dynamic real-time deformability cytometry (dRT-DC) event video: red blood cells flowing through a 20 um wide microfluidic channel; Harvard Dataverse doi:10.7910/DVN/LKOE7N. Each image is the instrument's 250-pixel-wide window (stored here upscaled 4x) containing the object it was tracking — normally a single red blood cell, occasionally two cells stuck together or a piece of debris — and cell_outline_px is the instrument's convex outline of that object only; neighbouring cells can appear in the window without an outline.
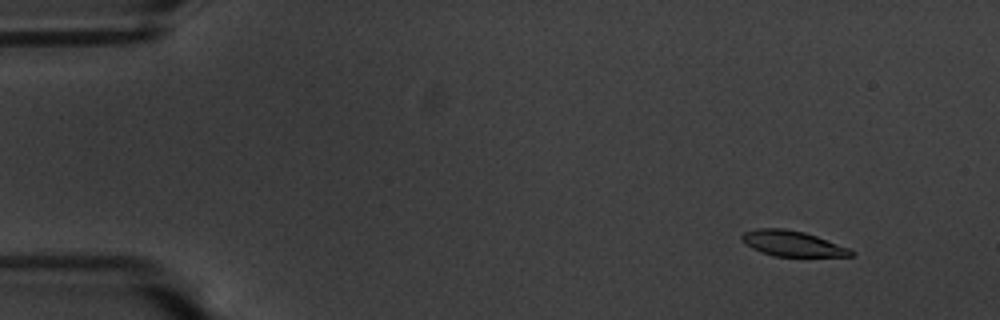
{"species": "common noctule bat (a hibernating species)", "species_latin": "Nyctalus noctula", "temperature_condition": "warm", "stored_images_in_passage": 8, "camera_frame_rate_fps": 3000, "um_per_image_px": 0.085, "animal": {"sex": "male", "body_mass_g": 20.1, "forearm_length_mm": 53.5}, "frame": {"image": 1, "passage_image": 1, "time_ms": 0.0, "image_size_px": [1000, 320], "cell_outline_px": [[856, 256], [776, 256], [760, 252], [744, 244], [740, 240], [740, 236], [744, 232], [756, 228], [784, 228], [804, 232], [816, 236], [848, 248], [856, 252]], "centroid_in_image_um": [67.31, 20.69], "position_along_channel_um": 17.7, "area_um2": 16.24}}